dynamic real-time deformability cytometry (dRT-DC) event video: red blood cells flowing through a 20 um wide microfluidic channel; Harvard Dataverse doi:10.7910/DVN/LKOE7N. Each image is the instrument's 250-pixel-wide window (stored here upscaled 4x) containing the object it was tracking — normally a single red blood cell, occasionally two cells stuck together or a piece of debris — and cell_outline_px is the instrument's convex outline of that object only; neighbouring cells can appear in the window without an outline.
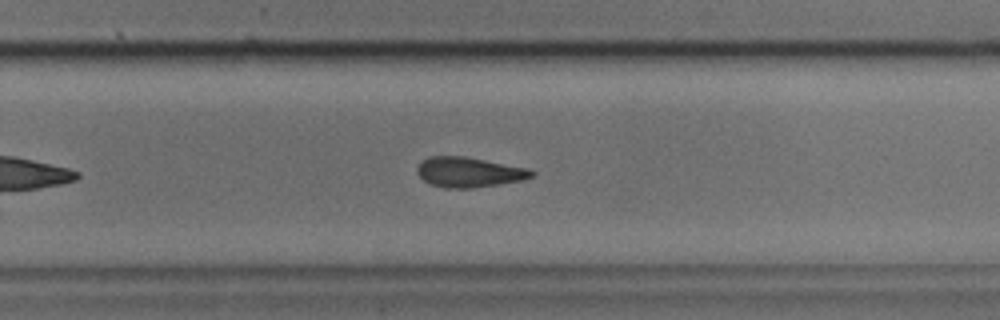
{"species": "common noctule bat (a hibernating species)", "species_latin": "Nyctalus noctula", "temperature_condition": "cold", "stored_images_in_passage": 33, "camera_frame_rate_fps": 3000, "um_per_image_px": 0.085, "animal": {"sex": "male", "body_mass_g": 17.9, "forearm_length_mm": 54.2}, "frame": {"image": 1, "passage_image": 19, "time_ms": 6.0, "image_size_px": [1000, 320], "cell_outline_px": [[536, 172], [532, 176], [524, 180], [500, 184], [472, 188], [444, 188], [428, 184], [416, 172], [416, 168], [428, 156], [464, 156], [528, 168]], "centroid_in_image_um": [39.86, 14.64], "position_along_channel_um": 289.9, "area_um2": 20.11}}